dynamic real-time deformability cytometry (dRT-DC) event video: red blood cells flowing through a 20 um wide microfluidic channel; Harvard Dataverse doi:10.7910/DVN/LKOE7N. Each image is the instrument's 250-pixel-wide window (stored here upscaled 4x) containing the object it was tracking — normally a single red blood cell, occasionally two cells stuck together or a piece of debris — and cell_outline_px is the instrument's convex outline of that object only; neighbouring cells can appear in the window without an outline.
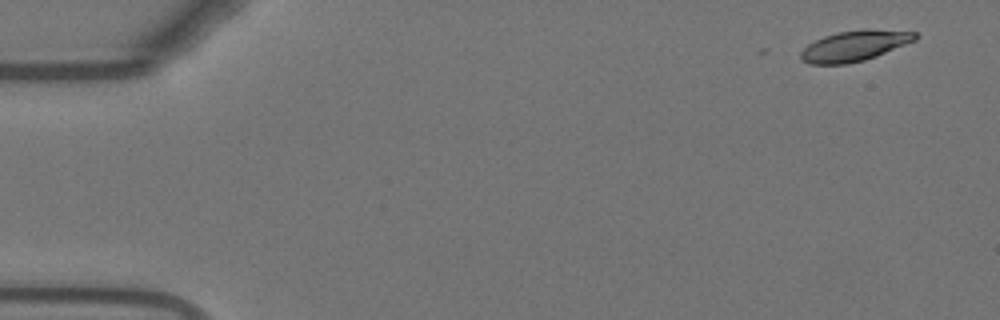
{"species": "Egyptian fruit bat (a non-hibernating species)", "species_latin": "Rousettus aegyptiacus", "temperature_condition": "warm", "stored_images_in_passage": 8, "camera_frame_rate_fps": 3000, "um_per_image_px": 0.085, "animal": {"sex": "female"}, "frame": {"image": 1, "passage_image": 1, "time_ms": 0.0, "image_size_px": [1000, 320], "cell_outline_px": [[920, 36], [916, 40], [876, 56], [864, 60], [844, 64], [808, 64], [800, 60], [800, 52], [808, 44], [824, 36], [836, 32], [916, 32]], "centroid_in_image_um": [72.54, 3.96], "position_along_channel_um": 12.5, "area_um2": 19.36}}